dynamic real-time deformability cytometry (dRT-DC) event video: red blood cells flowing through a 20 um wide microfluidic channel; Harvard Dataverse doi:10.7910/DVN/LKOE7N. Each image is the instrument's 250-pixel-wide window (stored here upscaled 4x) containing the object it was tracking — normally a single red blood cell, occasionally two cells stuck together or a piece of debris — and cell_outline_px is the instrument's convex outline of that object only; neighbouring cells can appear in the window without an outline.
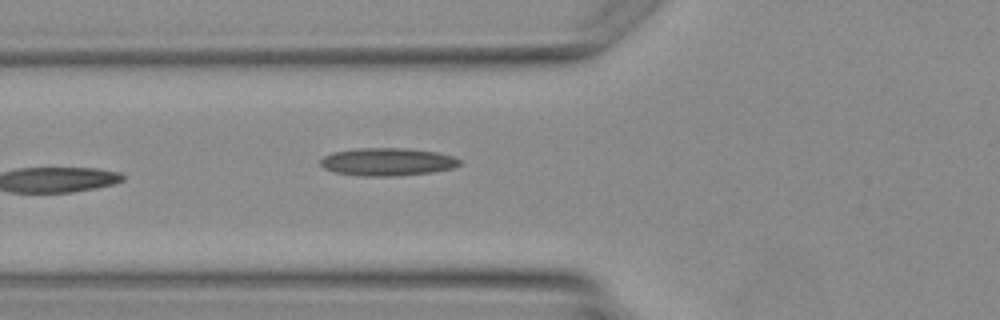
{"species": "Egyptian fruit bat (a non-hibernating species)", "species_latin": "Rousettus aegyptiacus", "temperature_condition": "warm", "stored_images_in_passage": 4, "camera_frame_rate_fps": 3000, "um_per_image_px": 0.085, "animal": {"sex": "female"}, "frame": {"image": 1, "passage_image": 4, "time_ms": 4.0, "image_size_px": [1000, 320], "cell_outline_px": [[460, 164], [452, 168], [432, 172], [392, 176], [364, 176], [336, 172], [324, 168], [320, 164], [320, 160], [324, 156], [332, 152], [356, 148], [408, 148], [436, 152], [452, 156], [460, 160]], "centroid_in_image_um": [32.91, 13.74], "position_along_channel_um": 92.9, "area_um2": 22.43}}